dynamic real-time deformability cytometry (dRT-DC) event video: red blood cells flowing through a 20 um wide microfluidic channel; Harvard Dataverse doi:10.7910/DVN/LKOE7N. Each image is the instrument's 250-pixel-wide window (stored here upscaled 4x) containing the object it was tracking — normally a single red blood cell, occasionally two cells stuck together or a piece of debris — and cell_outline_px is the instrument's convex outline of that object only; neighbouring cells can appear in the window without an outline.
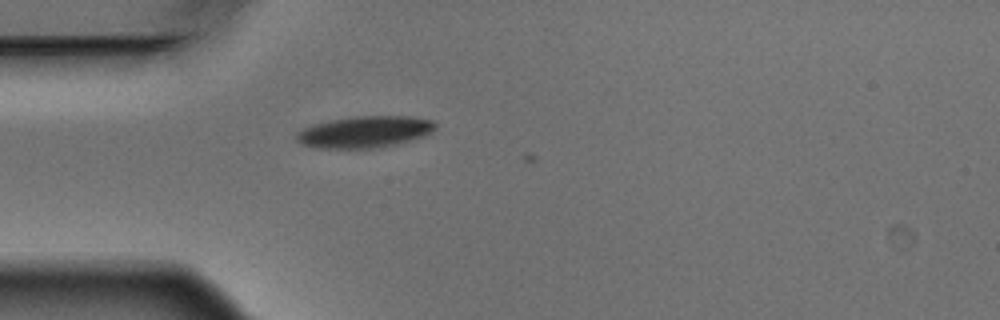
{"species": "Egyptian fruit bat (a non-hibernating species)", "species_latin": "Rousettus aegyptiacus", "temperature_condition": "warm", "stored_images_in_passage": 4, "camera_frame_rate_fps": 3000, "um_per_image_px": 0.085, "animal": {"sex": "male"}, "frame": {"image": 1, "passage_image": 4, "time_ms": 1.0, "image_size_px": [1000, 320], "cell_outline_px": [[436, 128], [432, 132], [424, 136], [396, 144], [376, 148], [316, 148], [300, 144], [296, 140], [296, 132], [312, 124], [332, 120], [356, 116], [408, 116], [432, 120], [436, 124]], "centroid_in_image_um": [30.98, 11.21], "position_along_channel_um": 54.0, "area_um2": 25.61}}